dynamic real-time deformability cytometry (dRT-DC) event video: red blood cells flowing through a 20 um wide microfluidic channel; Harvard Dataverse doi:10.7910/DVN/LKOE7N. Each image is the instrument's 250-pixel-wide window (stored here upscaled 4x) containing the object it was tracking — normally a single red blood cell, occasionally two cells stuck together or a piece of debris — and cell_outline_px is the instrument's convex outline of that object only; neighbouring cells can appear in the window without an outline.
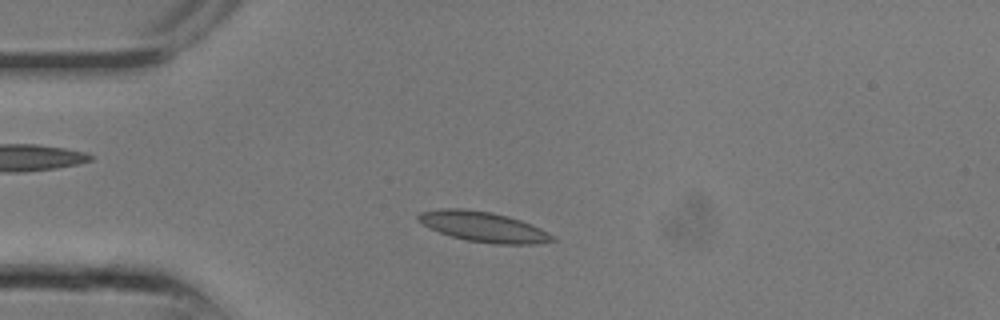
{"species": "common noctule bat (a hibernating species)", "species_latin": "Nyctalus noctula", "temperature_condition": "room temperature", "stored_images_in_passage": 16, "camera_frame_rate_fps": 3000, "um_per_image_px": 0.085, "animal": {"sex": "male", "body_mass_g": 13.3}, "frame": {"image": 1, "passage_image": 4, "time_ms": 1.0, "image_size_px": [1000, 320], "cell_outline_px": [[556, 240], [536, 244], [492, 244], [468, 240], [452, 236], [440, 232], [416, 220], [416, 216], [420, 212], [440, 208], [464, 208], [492, 212], [508, 216], [532, 224], [556, 236]], "centroid_in_image_um": [41.11, 19.27], "position_along_channel_um": 43.9, "area_um2": 23.64}}
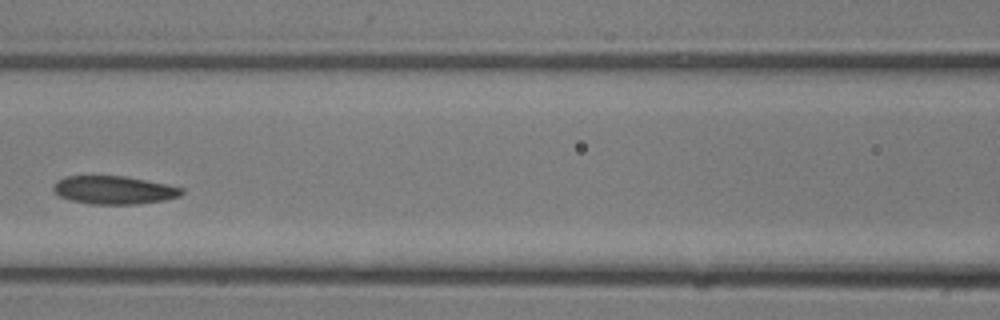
{"frame": {"image": 2, "passage_image": 9, "time_ms": 2.667, "image_size_px": [1000, 320], "cell_outline_px": [[184, 192], [180, 196], [164, 200], [136, 204], [92, 204], [72, 200], [60, 196], [52, 188], [56, 180], [64, 176], [124, 176], [168, 184], [184, 188]], "centroid_in_image_um": [9.71, 16.14], "position_along_channel_um": 156.9, "area_um2": 21.04}}
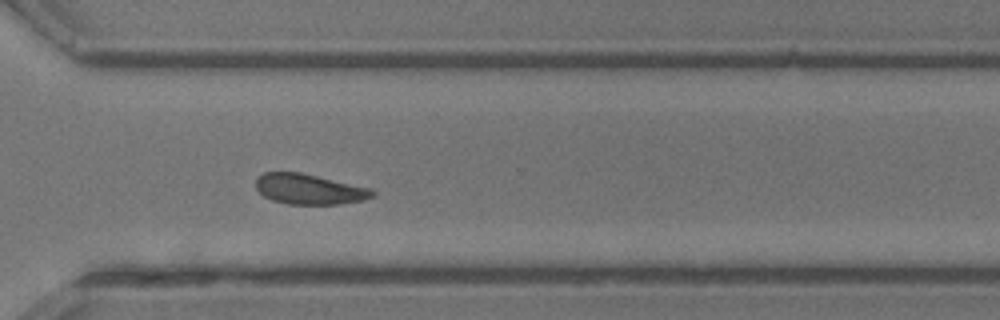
{"frame": {"image": 3, "passage_image": 16, "time_ms": 5.0, "image_size_px": [1000, 320], "cell_outline_px": [[376, 196], [364, 200], [336, 204], [288, 204], [272, 200], [264, 196], [256, 188], [256, 180], [264, 172], [300, 172], [372, 188], [376, 192]], "centroid_in_image_um": [26.33, 16.08], "position_along_channel_um": 344.3, "area_um2": 20.63}}